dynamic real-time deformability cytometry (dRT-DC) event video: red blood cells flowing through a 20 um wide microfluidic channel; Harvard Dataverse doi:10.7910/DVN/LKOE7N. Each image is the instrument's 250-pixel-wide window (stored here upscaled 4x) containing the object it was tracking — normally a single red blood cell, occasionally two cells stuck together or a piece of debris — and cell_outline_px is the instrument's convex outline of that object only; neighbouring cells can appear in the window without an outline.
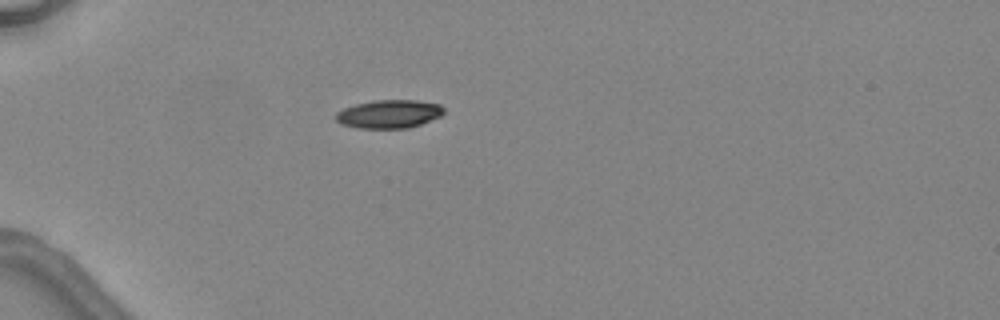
{"species": "common noctule bat (a hibernating species)", "species_latin": "Nyctalus noctula", "temperature_condition": "warm", "stored_images_in_passage": 1, "camera_frame_rate_fps": 3000, "um_per_image_px": 0.085, "animal": {"sex": "female", "body_mass_g": 24.6, "forearm_length_mm": 56.2}, "frame": {"image": 1, "passage_image": 1, "time_ms": 0.0, "image_size_px": [1000, 320], "cell_outline_px": [[444, 112], [440, 116], [420, 124], [408, 128], [356, 128], [340, 124], [336, 120], [336, 112], [344, 108], [356, 104], [376, 100], [416, 100], [440, 104], [444, 108]], "centroid_in_image_um": [33.06, 9.69], "position_along_channel_um": 51.9, "area_um2": 17.8}}